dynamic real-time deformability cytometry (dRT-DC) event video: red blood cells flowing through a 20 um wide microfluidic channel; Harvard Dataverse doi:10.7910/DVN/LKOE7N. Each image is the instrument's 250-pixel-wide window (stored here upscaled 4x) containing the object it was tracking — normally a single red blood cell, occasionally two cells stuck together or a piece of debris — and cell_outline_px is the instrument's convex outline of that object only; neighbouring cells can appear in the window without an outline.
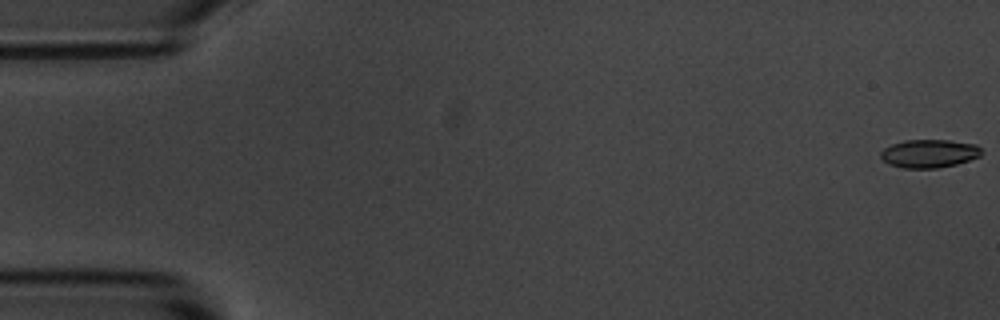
{"species": "common noctule bat (a hibernating species)", "species_latin": "Nyctalus noctula", "temperature_condition": "room temperature", "stored_images_in_passage": 5, "camera_frame_rate_fps": 3000, "um_per_image_px": 0.085, "animal": {"sex": "male", "body_mass_g": 20.1, "forearm_length_mm": 53.5}, "frame": {"image": 1, "passage_image": 1, "time_ms": 0.0, "image_size_px": [1000, 320], "cell_outline_px": [[984, 152], [980, 156], [956, 164], [936, 168], [904, 168], [888, 164], [880, 156], [880, 152], [884, 148], [892, 144], [904, 140], [948, 140], [976, 144]], "centroid_in_image_um": [78.98, 13.04], "position_along_channel_um": 6.0, "area_um2": 16.59}}
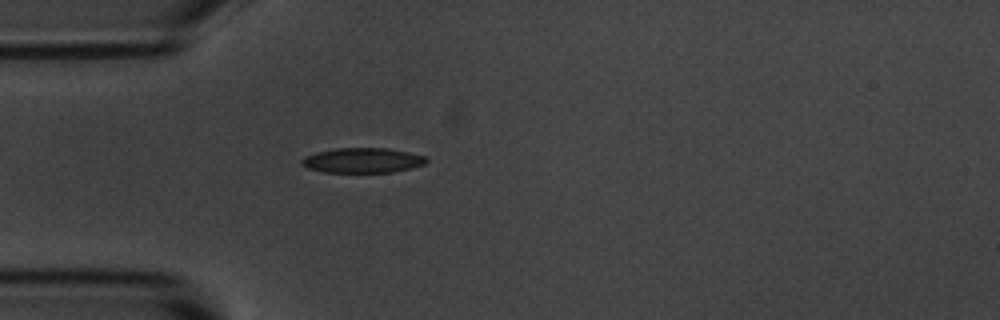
{"frame": {"image": 2, "passage_image": 5, "time_ms": 1.333, "image_size_px": [1000, 320], "cell_outline_px": [[428, 160], [424, 164], [412, 168], [392, 172], [324, 172], [308, 168], [300, 164], [300, 160], [304, 156], [316, 152], [336, 148], [388, 148], [408, 152], [424, 156]], "centroid_in_image_um": [30.79, 13.63], "position_along_channel_um": 54.2, "area_um2": 18.15}}